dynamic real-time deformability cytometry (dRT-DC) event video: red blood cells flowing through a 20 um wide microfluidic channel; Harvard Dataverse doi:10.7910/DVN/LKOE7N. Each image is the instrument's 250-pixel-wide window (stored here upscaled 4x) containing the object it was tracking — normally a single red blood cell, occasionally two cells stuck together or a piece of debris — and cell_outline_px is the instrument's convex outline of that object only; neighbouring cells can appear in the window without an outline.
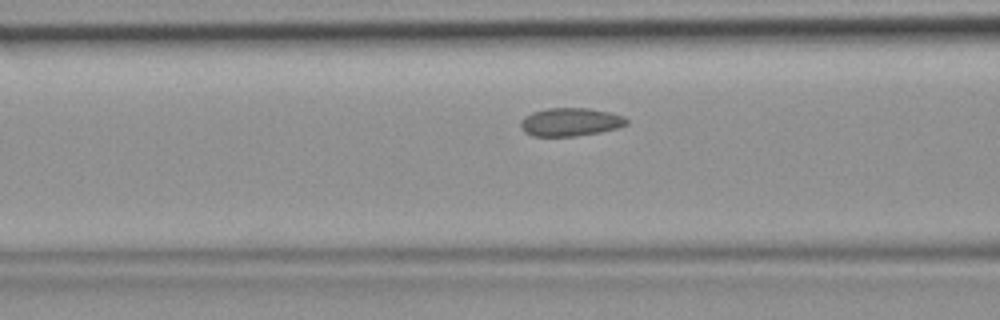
{"species": "common noctule bat (a hibernating species)", "species_latin": "Nyctalus noctula", "temperature_condition": "room temperature", "stored_images_in_passage": 40, "camera_frame_rate_fps": 3000, "um_per_image_px": 0.085, "animal": {"sex": "female", "body_mass_g": 19.9}, "frame": {"image": 1, "passage_image": 13, "time_ms": 4.0, "image_size_px": [1000, 320], "cell_outline_px": [[628, 124], [616, 128], [600, 132], [576, 136], [532, 136], [524, 132], [520, 128], [520, 120], [524, 116], [532, 112], [548, 108], [588, 108], [608, 112], [624, 116], [628, 120]], "centroid_in_image_um": [48.45, 10.37], "position_along_channel_um": 118.2, "area_um2": 17.51}}
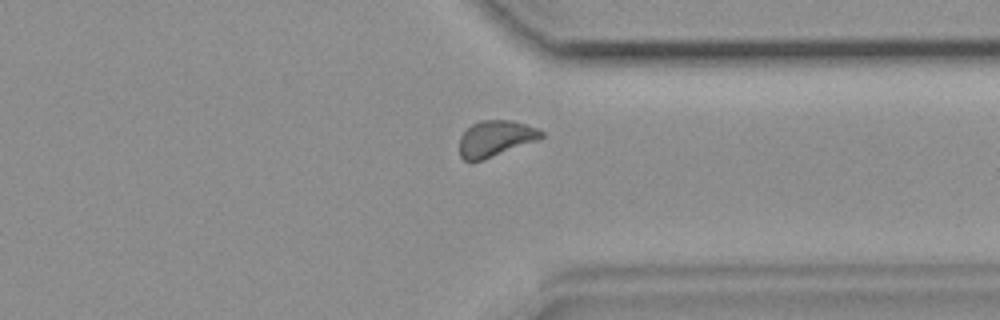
{"frame": {"image": 2, "passage_image": 30, "time_ms": 9.667, "image_size_px": [1000, 320], "cell_outline_px": [[544, 136], [536, 140], [484, 160], [472, 164], [464, 160], [460, 156], [460, 136], [472, 124], [480, 120], [512, 120], [536, 128], [544, 132]], "centroid_in_image_um": [42.07, 11.8], "position_along_channel_um": 369.3, "area_um2": 17.22}}
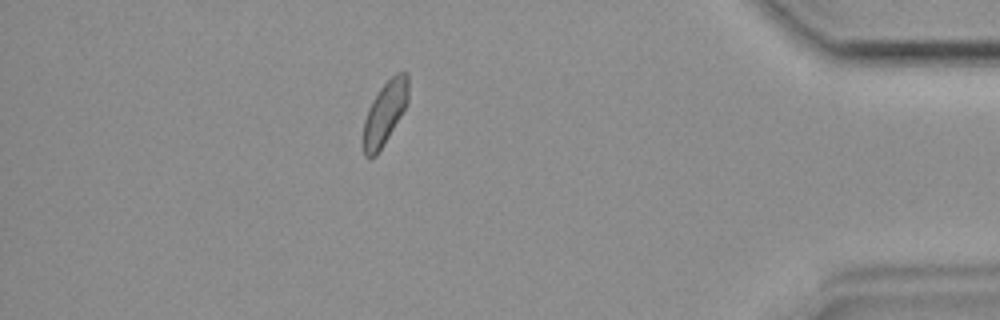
{"frame": {"image": 3, "passage_image": 35, "time_ms": 11.333, "image_size_px": [1000, 320], "cell_outline_px": [[408, 104], [376, 156], [368, 160], [364, 156], [364, 120], [368, 108], [372, 100], [380, 88], [396, 72], [408, 72]], "centroid_in_image_um": [32.72, 9.59], "position_along_channel_um": 402.5, "area_um2": 16.53}}